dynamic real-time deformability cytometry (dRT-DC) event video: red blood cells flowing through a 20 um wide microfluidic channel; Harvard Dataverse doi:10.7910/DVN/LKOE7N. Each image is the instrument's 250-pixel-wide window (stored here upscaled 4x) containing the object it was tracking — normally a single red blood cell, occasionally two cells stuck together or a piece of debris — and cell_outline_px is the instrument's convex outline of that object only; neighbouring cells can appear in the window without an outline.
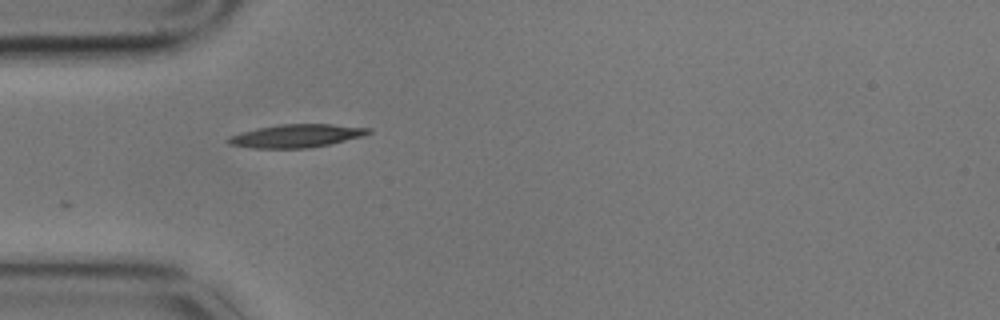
{"species": "common noctule bat (a hibernating species)", "species_latin": "Nyctalus noctula", "temperature_condition": "cold", "stored_images_in_passage": 4, "camera_frame_rate_fps": 3000, "um_per_image_px": 0.085, "animal": {"sex": "male", "body_mass_g": 17.9}, "frame": {"image": 1, "passage_image": 1, "time_ms": 0.0, "image_size_px": [1000, 320], "cell_outline_px": [[372, 132], [364, 136], [328, 144], [308, 148], [252, 148], [228, 144], [224, 140], [228, 136], [240, 132], [256, 128], [280, 124], [332, 124], [372, 128]], "centroid_in_image_um": [25.16, 11.54], "position_along_channel_um": 59.8, "area_um2": 19.07}}